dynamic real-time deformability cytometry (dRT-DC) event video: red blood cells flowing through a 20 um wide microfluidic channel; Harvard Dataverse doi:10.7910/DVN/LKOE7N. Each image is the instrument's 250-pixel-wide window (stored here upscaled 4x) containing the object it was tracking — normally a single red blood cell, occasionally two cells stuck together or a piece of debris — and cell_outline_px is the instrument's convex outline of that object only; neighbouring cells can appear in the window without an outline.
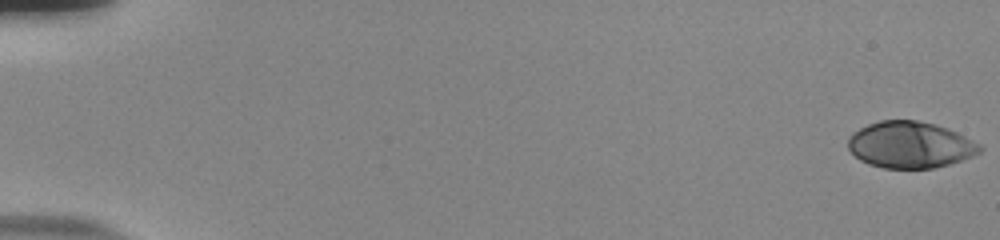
{"species": "human", "species_latin": "Homo sapiens", "temperature_condition": "room temperature", "stored_images_in_passage": 56, "camera_frame_rate_fps": 3000, "um_per_image_px": 0.085, "donor": {"sex": "male"}, "frame": {"image": 1, "passage_image": 1, "time_ms": 0.0, "image_size_px": [1000, 240], "cell_outline_px": [[984, 148], [980, 152], [972, 156], [948, 164], [932, 168], [884, 168], [868, 164], [860, 160], [848, 148], [848, 136], [852, 132], [868, 124], [880, 120], [916, 120], [936, 124], [948, 128], [980, 144]], "centroid_in_image_um": [77.34, 12.3], "position_along_channel_um": 7.7, "area_um2": 35.66}}
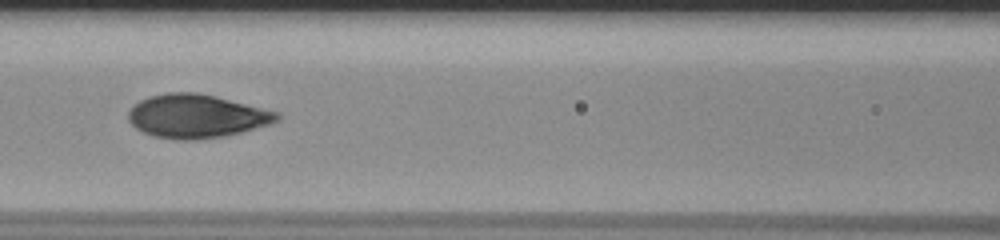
{"frame": {"image": 2, "passage_image": 27, "time_ms": 8.667, "image_size_px": [1000, 240], "cell_outline_px": [[280, 120], [272, 124], [244, 132], [224, 136], [196, 140], [180, 140], [152, 136], [136, 128], [128, 120], [128, 112], [140, 100], [148, 96], [168, 92], [196, 92], [216, 96], [280, 112]], "centroid_in_image_um": [16.75, 9.88], "position_along_channel_um": 149.9, "area_um2": 38.03}}
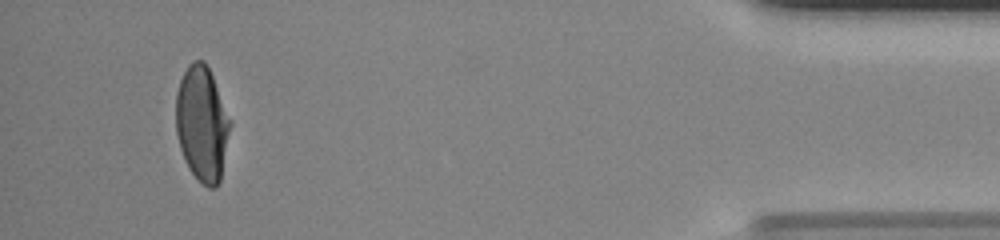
{"frame": {"image": 3, "passage_image": 53, "time_ms": 17.333, "image_size_px": [1000, 240], "cell_outline_px": [[232, 124], [220, 180], [216, 188], [208, 188], [188, 168], [184, 160], [180, 148], [176, 132], [176, 92], [180, 80], [188, 64], [192, 60], [204, 60], [212, 76], [232, 120]], "centroid_in_image_um": [17.18, 10.5], "position_along_channel_um": 418.0, "area_um2": 36.59}, "authors_computed_cell_mechanics": {"area_um2": 36.5874, "velocity_mm_per_s": 3.791, "shape_relaxation_time_tau1_ms": 4.8692, "shape_relaxation_time_tau2_ms": null, "deformation_change_tau1": 0.2262, "deformation_change_tau2": null}}